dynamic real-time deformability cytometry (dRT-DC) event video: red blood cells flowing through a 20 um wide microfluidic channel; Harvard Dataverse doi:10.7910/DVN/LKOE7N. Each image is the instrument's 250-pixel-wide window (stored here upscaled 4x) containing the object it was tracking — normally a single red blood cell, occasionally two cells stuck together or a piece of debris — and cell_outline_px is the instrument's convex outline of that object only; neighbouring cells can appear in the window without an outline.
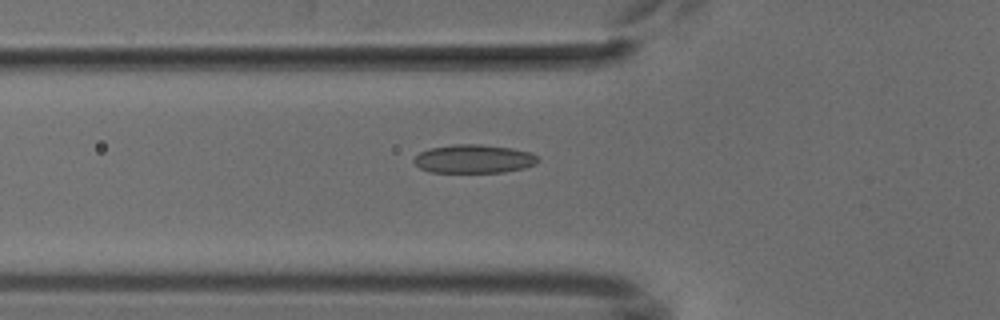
{"species": "common noctule bat (a hibernating species)", "species_latin": "Nyctalus noctula", "temperature_condition": "cold", "stored_images_in_passage": 5, "camera_frame_rate_fps": 3000, "um_per_image_px": 0.085, "animal": {"sex": "male", "body_mass_g": 18.8}, "frame": {"image": 1, "passage_image": 5, "time_ms": 5.333, "image_size_px": [1000, 320], "cell_outline_px": [[540, 160], [536, 164], [524, 168], [504, 172], [432, 172], [420, 168], [412, 160], [420, 152], [428, 148], [452, 144], [480, 144], [512, 148], [528, 152], [536, 156]], "centroid_in_image_um": [40.26, 13.5], "position_along_channel_um": 85.5, "area_um2": 20.63}}